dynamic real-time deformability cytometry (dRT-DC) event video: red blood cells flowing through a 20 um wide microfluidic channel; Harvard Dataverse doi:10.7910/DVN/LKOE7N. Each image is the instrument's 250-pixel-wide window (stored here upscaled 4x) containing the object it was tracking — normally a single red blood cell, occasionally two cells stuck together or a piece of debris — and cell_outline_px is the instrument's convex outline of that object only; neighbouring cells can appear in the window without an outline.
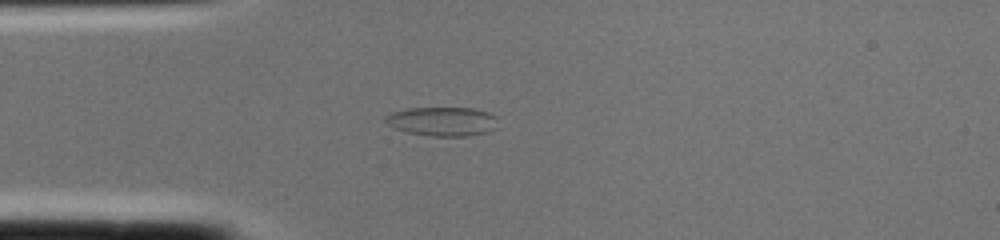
{"species": "common noctule bat (a hibernating species)", "species_latin": "Nyctalus noctula", "temperature_condition": "cold", "stored_images_in_passage": 2, "camera_frame_rate_fps": 3000, "um_per_image_px": 0.085, "animal": {"sex": "female", "body_mass_g": 22.0, "forearm_length_mm": 56.7}, "frame": {"image": 1, "passage_image": 2, "time_ms": 0.333, "image_size_px": [1000, 240], "cell_outline_px": [[496, 128], [488, 132], [468, 136], [432, 136], [408, 132], [396, 128], [388, 124], [384, 120], [384, 116], [392, 112], [408, 108], [472, 108], [488, 112], [496, 116]], "centroid_in_image_um": [37.61, 10.32], "position_along_channel_um": 47.4, "area_um2": 19.02}}